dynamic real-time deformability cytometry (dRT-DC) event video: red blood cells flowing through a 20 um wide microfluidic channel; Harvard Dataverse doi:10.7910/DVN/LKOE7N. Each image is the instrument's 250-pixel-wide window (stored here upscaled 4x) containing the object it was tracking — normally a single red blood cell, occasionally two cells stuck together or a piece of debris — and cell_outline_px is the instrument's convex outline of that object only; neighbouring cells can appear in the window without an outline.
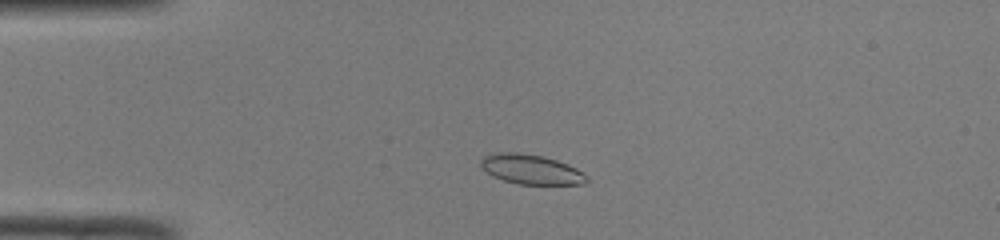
{"species": "common noctule bat (a hibernating species)", "species_latin": "Nyctalus noctula", "temperature_condition": "room temperature", "stored_images_in_passage": 45, "camera_frame_rate_fps": 3000, "um_per_image_px": 0.085, "animal": {"sex": "male", "body_mass_g": 19.0, "forearm_length_mm": 50.8}, "frame": {"image": 1, "passage_image": 7, "time_ms": 2.0, "image_size_px": [1000, 240], "cell_outline_px": [[588, 180], [584, 184], [516, 184], [492, 176], [480, 164], [480, 160], [484, 156], [500, 152], [516, 152], [544, 156], [568, 164], [584, 172], [588, 176]], "centroid_in_image_um": [45.17, 14.4], "position_along_channel_um": 39.8, "area_um2": 18.32}}
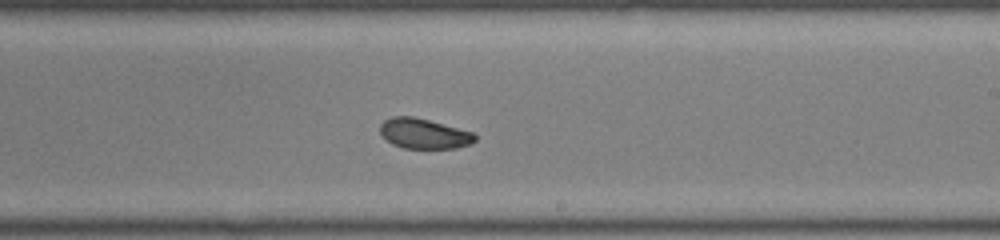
{"frame": {"image": 2, "passage_image": 25, "time_ms": 8.0, "image_size_px": [1000, 240], "cell_outline_px": [[476, 140], [472, 144], [456, 148], [404, 148], [392, 144], [380, 132], [380, 124], [384, 120], [392, 116], [412, 116], [428, 120], [472, 132], [476, 136]], "centroid_in_image_um": [36.03, 11.36], "position_along_channel_um": 253.0, "area_um2": 16.53}}
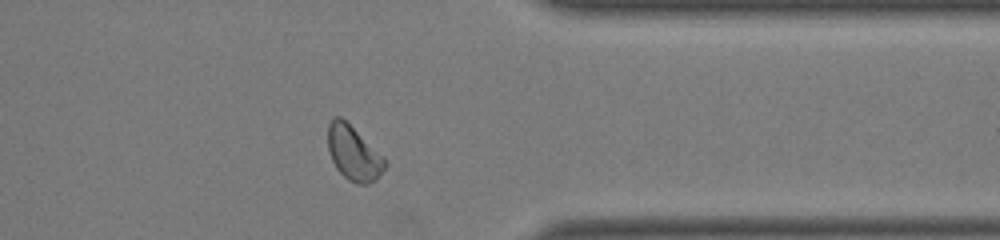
{"frame": {"image": 3, "passage_image": 35, "time_ms": 11.333, "image_size_px": [1000, 240], "cell_outline_px": [[388, 164], [376, 180], [368, 184], [356, 184], [348, 180], [336, 168], [328, 152], [328, 124], [336, 116], [340, 116], [384, 156]], "centroid_in_image_um": [30.07, 13.05], "position_along_channel_um": 381.3, "area_um2": 18.09}, "authors_computed_cell_mechanics": {"area_um2": 17.918, "velocity_mm_per_s": 4.0787, "shape_relaxation_time_tau1_ms": 2.0307, "shape_relaxation_time_tau2_ms": 2.0855, "deformation_change_tau1": 0.1031, "deformation_change_tau2": 0.0649}}